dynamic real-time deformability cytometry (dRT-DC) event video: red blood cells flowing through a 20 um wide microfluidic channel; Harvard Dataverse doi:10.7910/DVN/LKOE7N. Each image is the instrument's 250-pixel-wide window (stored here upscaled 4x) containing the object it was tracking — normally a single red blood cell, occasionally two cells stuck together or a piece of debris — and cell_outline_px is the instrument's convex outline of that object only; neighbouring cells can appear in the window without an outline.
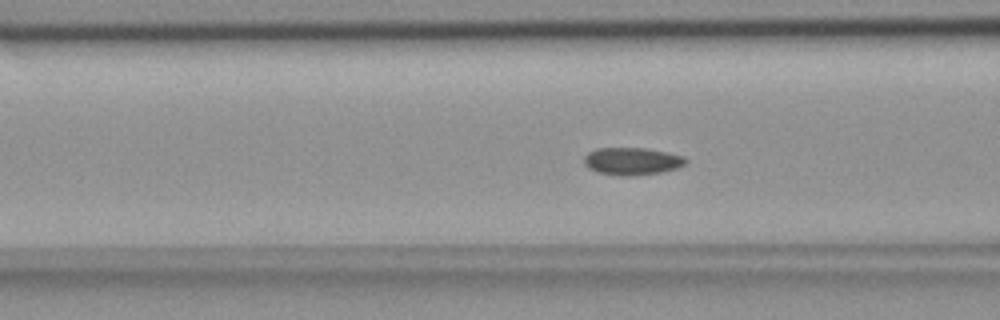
{"species": "common noctule bat (a hibernating species)", "species_latin": "Nyctalus noctula", "temperature_condition": "room temperature", "stored_images_in_passage": 56, "camera_frame_rate_fps": 3000, "um_per_image_px": 0.085, "animal": {"sex": "female", "body_mass_g": 18.4}, "frame": {"image": 1, "passage_image": 21, "time_ms": 6.667, "image_size_px": [1000, 320], "cell_outline_px": [[688, 160], [684, 164], [676, 168], [660, 172], [628, 176], [620, 176], [596, 172], [588, 168], [584, 164], [584, 156], [588, 152], [596, 148], [644, 148], [668, 152], [684, 156]], "centroid_in_image_um": [53.69, 13.7], "position_along_channel_um": 112.9, "area_um2": 16.3}}
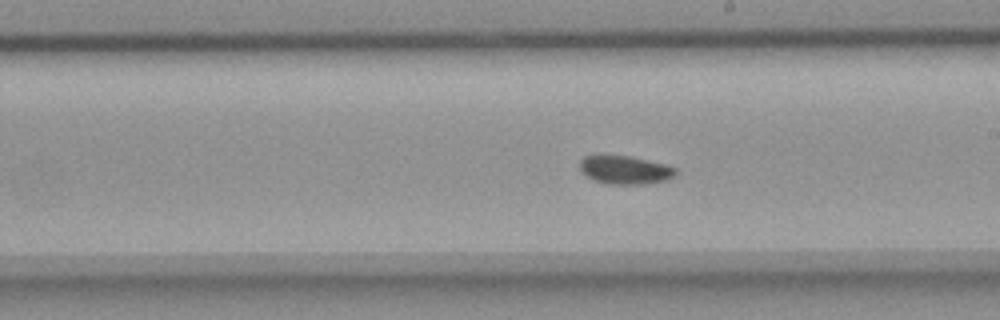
{"frame": {"image": 2, "passage_image": 31, "time_ms": 10.0, "image_size_px": [1000, 320], "cell_outline_px": [[676, 176], [668, 180], [644, 184], [608, 184], [592, 180], [580, 172], [580, 160], [584, 156], [632, 156], [664, 164], [676, 168]], "centroid_in_image_um": [53.13, 14.46], "position_along_channel_um": 235.9, "area_um2": 15.95}}
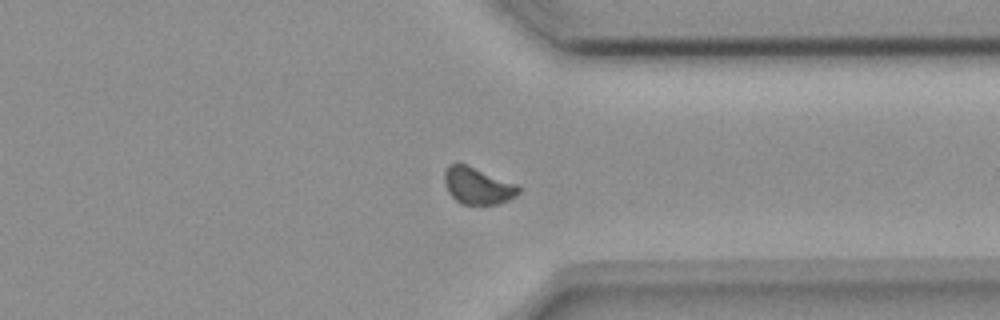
{"frame": {"image": 3, "passage_image": 42, "time_ms": 13.667, "image_size_px": [1000, 320], "cell_outline_px": [[520, 192], [516, 196], [508, 200], [496, 204], [460, 204], [448, 192], [444, 184], [444, 172], [448, 164], [468, 164], [520, 184]], "centroid_in_image_um": [40.63, 15.77], "position_along_channel_um": 370.8, "area_um2": 16.3}, "authors_computed_cell_mechanics": {"area_um2": 15.8372, "velocity_mm_per_s": 3.7067, "shape_relaxation_time_tau1_ms": 3.4419, "shape_relaxation_time_tau2_ms": 8.9196, "deformation_change_tau1": 0.0648, "deformation_change_tau2": 0.0896}}